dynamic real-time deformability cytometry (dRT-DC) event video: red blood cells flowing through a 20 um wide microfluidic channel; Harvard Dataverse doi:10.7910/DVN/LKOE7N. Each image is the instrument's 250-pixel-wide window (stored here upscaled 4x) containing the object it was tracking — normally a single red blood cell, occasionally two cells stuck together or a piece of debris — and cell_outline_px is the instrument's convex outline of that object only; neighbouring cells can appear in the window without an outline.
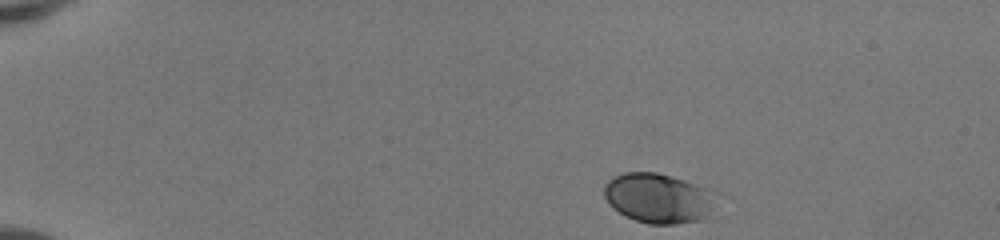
{"species": "human", "species_latin": "Homo sapiens", "temperature_condition": "room temperature", "stored_images_in_passage": 43, "camera_frame_rate_fps": 3000, "um_per_image_px": 0.085, "donor": {"sex": "female"}, "frame": {"image": 1, "passage_image": 1, "time_ms": 0.0, "image_size_px": [1000, 240], "cell_outline_px": [[708, 216], [700, 220], [676, 224], [648, 224], [624, 216], [612, 208], [604, 196], [604, 184], [612, 176], [624, 172], [656, 172], [672, 176], [708, 188]], "centroid_in_image_um": [55.81, 16.83], "position_along_channel_um": 29.2, "area_um2": 31.91}}
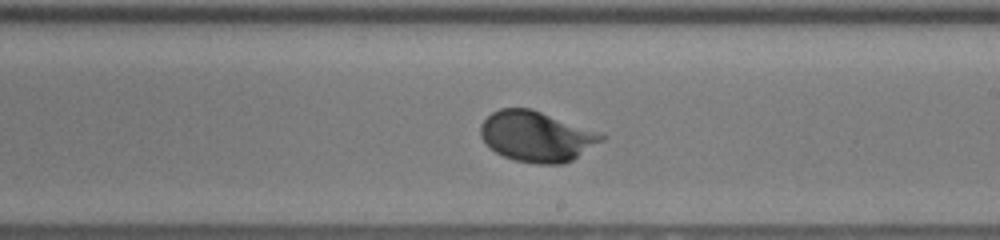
{"frame": {"image": 2, "passage_image": 24, "time_ms": 7.667, "image_size_px": [1000, 240], "cell_outline_px": [[608, 136], [604, 140], [572, 160], [564, 164], [536, 164], [516, 160], [504, 156], [488, 148], [480, 136], [480, 124], [492, 112], [500, 108], [532, 108]], "centroid_in_image_um": [45.58, 11.6], "position_along_channel_um": 243.4, "area_um2": 35.55}}
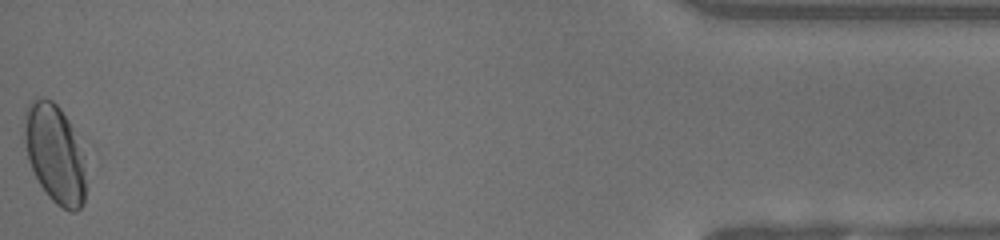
{"frame": {"image": 3, "passage_image": 43, "time_ms": 14.0, "image_size_px": [1000, 240], "cell_outline_px": [[88, 164], [84, 204], [76, 212], [72, 212], [56, 204], [48, 196], [40, 184], [28, 160], [24, 140], [24, 108], [36, 96], [52, 100], [60, 108], [68, 120], [72, 128]], "centroid_in_image_um": [4.69, 13.07], "position_along_channel_um": 430.5, "area_um2": 36.07}, "authors_computed_cell_mechanics": {"area_um2": 33.0616, "velocity_mm_per_s": 4.1399, "shape_relaxation_time_tau1_ms": 2.9975, "shape_relaxation_time_tau2_ms": null, "deformation_change_tau1": 0.1225, "deformation_change_tau2": null}}